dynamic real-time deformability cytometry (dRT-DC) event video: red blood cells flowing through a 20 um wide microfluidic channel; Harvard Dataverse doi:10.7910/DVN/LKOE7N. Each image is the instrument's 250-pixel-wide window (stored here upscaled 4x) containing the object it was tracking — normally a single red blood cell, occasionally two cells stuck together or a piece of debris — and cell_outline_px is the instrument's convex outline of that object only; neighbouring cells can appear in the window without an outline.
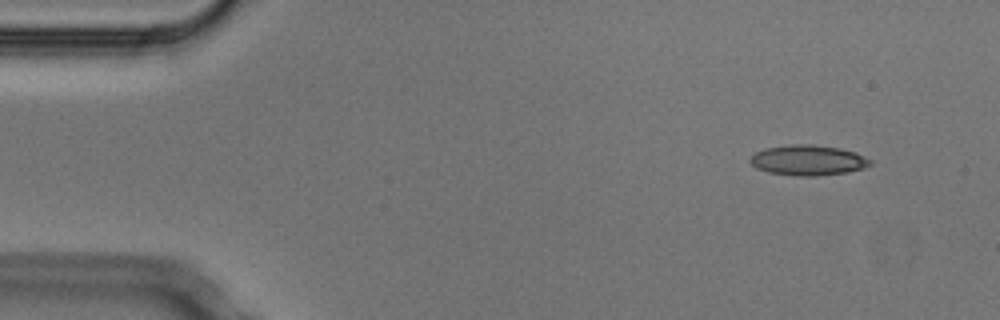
{"species": "Egyptian fruit bat (a non-hibernating species)", "species_latin": "Rousettus aegyptiacus", "temperature_condition": "cold", "stored_images_in_passage": 4, "camera_frame_rate_fps": 3000, "um_per_image_px": 0.085, "animal": {"sex": "male"}, "frame": {"image": 1, "passage_image": 2, "time_ms": 0.333, "image_size_px": [1000, 320], "cell_outline_px": [[872, 164], [864, 168], [848, 172], [816, 176], [796, 176], [768, 172], [756, 168], [748, 160], [756, 152], [764, 148], [792, 144], [812, 144], [840, 148], [856, 152], [872, 160]], "centroid_in_image_um": [68.7, 13.62], "position_along_channel_um": 16.3, "area_um2": 21.39}}
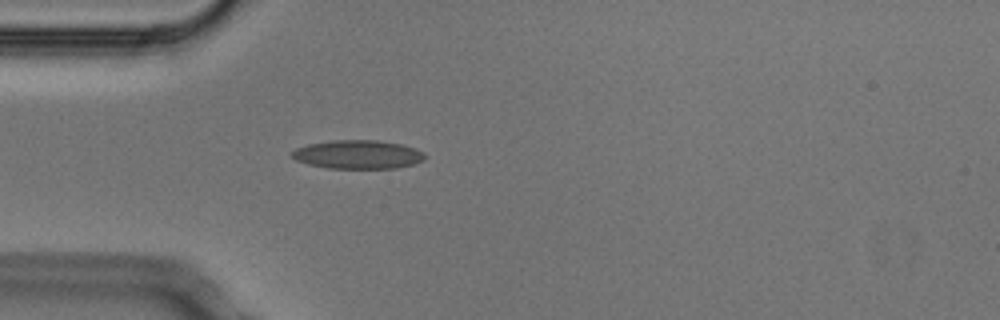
{"frame": {"image": 2, "passage_image": 4, "time_ms": 1.0, "image_size_px": [1000, 320], "cell_outline_px": [[424, 160], [412, 164], [396, 168], [328, 168], [308, 164], [296, 160], [292, 156], [292, 152], [296, 148], [308, 144], [332, 140], [376, 140], [400, 144], [416, 148], [424, 152]], "centroid_in_image_um": [30.42, 13.13], "position_along_channel_um": 54.6, "area_um2": 22.08}}